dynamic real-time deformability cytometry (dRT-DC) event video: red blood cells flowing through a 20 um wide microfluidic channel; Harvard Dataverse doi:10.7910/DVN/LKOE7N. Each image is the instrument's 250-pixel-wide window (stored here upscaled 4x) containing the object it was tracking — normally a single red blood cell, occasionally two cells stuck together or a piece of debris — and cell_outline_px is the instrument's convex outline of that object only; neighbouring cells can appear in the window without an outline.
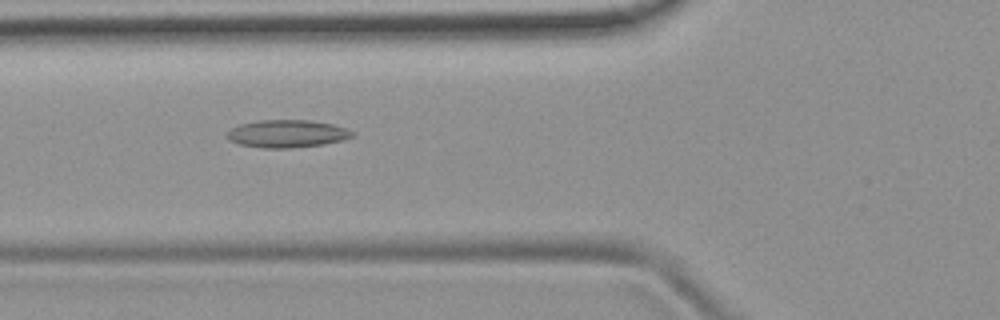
{"species": "common noctule bat (a hibernating species)", "species_latin": "Nyctalus noctula", "temperature_condition": "room temperature", "stored_images_in_passage": 45, "camera_frame_rate_fps": 3000, "um_per_image_px": 0.085, "animal": {"sex": "female", "body_mass_g": 19.9}, "frame": {"image": 1, "passage_image": 12, "time_ms": 3.667, "image_size_px": [1000, 320], "cell_outline_px": [[356, 132], [352, 136], [340, 140], [324, 144], [288, 148], [264, 148], [240, 144], [228, 140], [228, 132], [232, 128], [240, 124], [260, 120], [308, 120], [332, 124]], "centroid_in_image_um": [24.39, 11.36], "position_along_channel_um": 101.4, "area_um2": 19.88}}
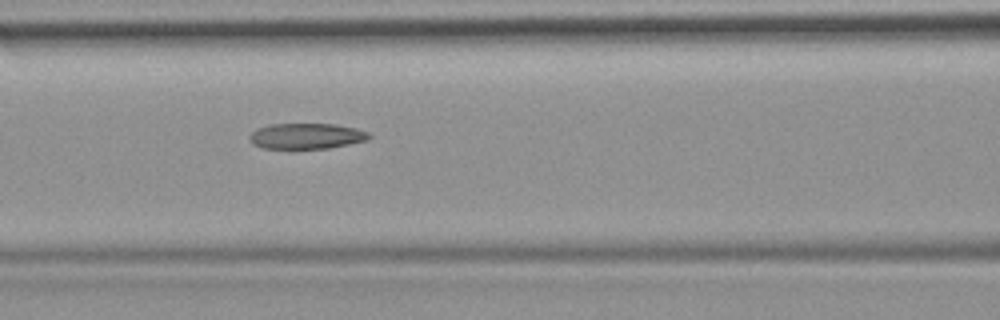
{"frame": {"image": 2, "passage_image": 15, "time_ms": 4.667, "image_size_px": [1000, 320], "cell_outline_px": [[372, 136], [368, 140], [328, 148], [264, 148], [256, 144], [248, 136], [256, 128], [272, 124], [336, 124], [356, 128], [368, 132]], "centroid_in_image_um": [26.09, 11.55], "position_along_channel_um": 140.5, "area_um2": 17.69}}
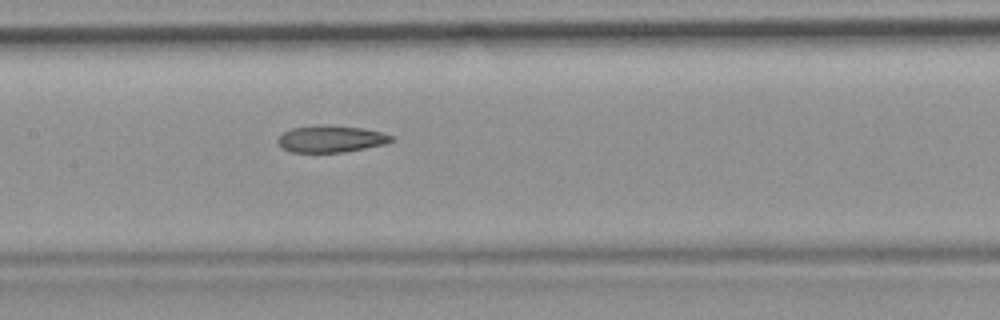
{"frame": {"image": 3, "passage_image": 18, "time_ms": 5.667, "image_size_px": [1000, 320], "cell_outline_px": [[396, 140], [384, 144], [344, 152], [288, 152], [280, 148], [276, 140], [284, 132], [292, 128], [324, 124], [328, 124], [364, 128], [396, 136]], "centroid_in_image_um": [28.13, 11.8], "position_along_channel_um": 179.3, "area_um2": 18.03}, "authors_computed_cell_mechanics": {"area_um2": 18.9584, "velocity_mm_per_s": 3.8926, "shape_relaxation_time_tau1_ms": null, "shape_relaxation_time_tau2_ms": 4.9384, "deformation_change_tau1": null, "deformation_change_tau2": 0.155}}